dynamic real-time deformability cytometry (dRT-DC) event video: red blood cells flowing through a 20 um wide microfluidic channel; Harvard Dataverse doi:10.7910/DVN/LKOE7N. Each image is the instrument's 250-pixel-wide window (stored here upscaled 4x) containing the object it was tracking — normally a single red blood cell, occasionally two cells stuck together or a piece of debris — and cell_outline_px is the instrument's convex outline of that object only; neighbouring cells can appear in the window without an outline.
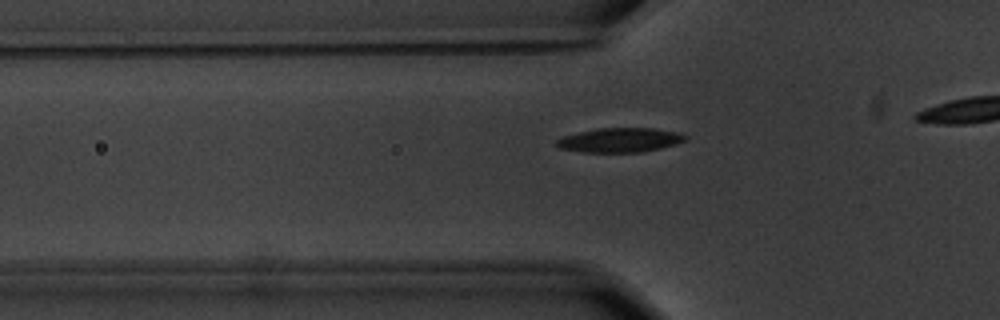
{"species": "common noctule bat (a hibernating species)", "species_latin": "Nyctalus noctula", "temperature_condition": "warm", "stored_images_in_passage": 36, "camera_frame_rate_fps": 3000, "um_per_image_px": 0.085, "animal": {"sex": "male", "body_mass_g": 20.1, "forearm_length_mm": 53.5}, "frame": {"image": 1, "passage_image": 8, "time_ms": 2.333, "image_size_px": [1000, 320], "cell_outline_px": [[688, 140], [676, 144], [660, 148], [640, 152], [584, 152], [560, 148], [556, 144], [556, 140], [564, 136], [596, 128], [656, 128], [680, 132], [688, 136]], "centroid_in_image_um": [52.76, 11.89], "position_along_channel_um": 73.0, "area_um2": 18.32}}
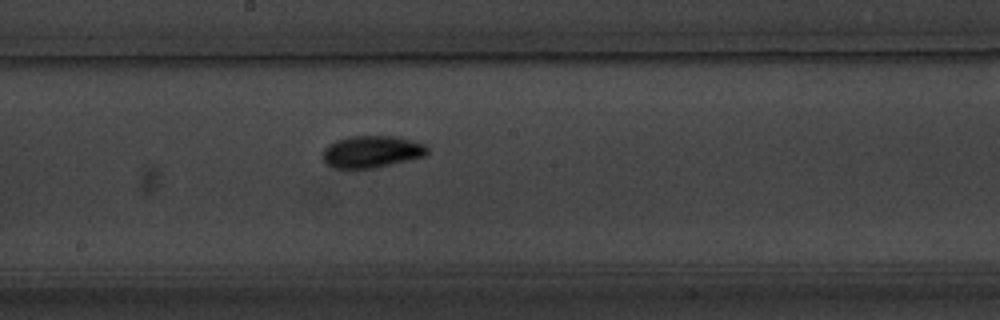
{"frame": {"image": 2, "passage_image": 20, "time_ms": 6.333, "image_size_px": [1000, 320], "cell_outline_px": [[428, 152], [424, 156], [376, 168], [332, 168], [324, 160], [324, 148], [328, 144], [336, 140], [352, 136], [396, 136], [412, 140], [424, 144], [428, 148]], "centroid_in_image_um": [31.6, 12.89], "position_along_channel_um": 216.6, "area_um2": 19.42}}
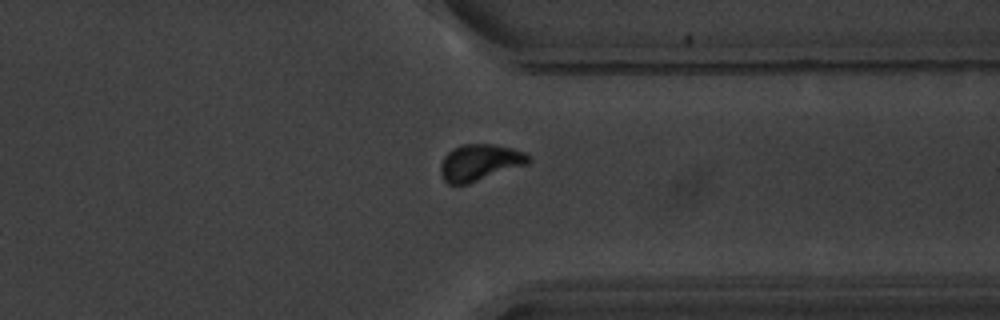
{"frame": {"image": 3, "passage_image": 33, "time_ms": 10.667, "image_size_px": [1000, 320], "cell_outline_px": [[532, 160], [528, 164], [468, 184], [448, 184], [444, 180], [440, 172], [440, 164], [444, 156], [452, 148], [460, 144], [492, 144], [512, 148], [524, 152], [532, 156]], "centroid_in_image_um": [40.79, 13.8], "position_along_channel_um": 370.6, "area_um2": 18.9}}